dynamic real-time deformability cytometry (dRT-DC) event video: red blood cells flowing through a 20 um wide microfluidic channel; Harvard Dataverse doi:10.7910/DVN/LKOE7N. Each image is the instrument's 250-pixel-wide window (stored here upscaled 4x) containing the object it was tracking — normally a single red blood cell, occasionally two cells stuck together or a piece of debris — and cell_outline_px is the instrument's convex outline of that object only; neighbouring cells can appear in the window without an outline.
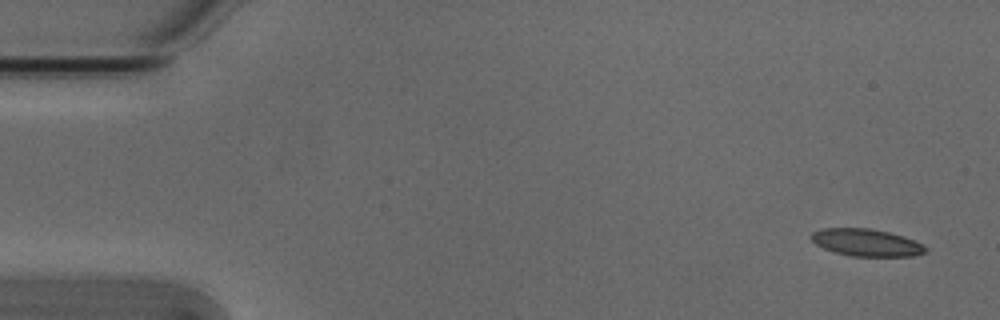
{"species": "Egyptian fruit bat (a non-hibernating species)", "species_latin": "Rousettus aegyptiacus", "temperature_condition": "cold", "stored_images_in_passage": 3, "camera_frame_rate_fps": 3000, "um_per_image_px": 0.085, "animal": {"sex": "male"}, "frame": {"image": 1, "passage_image": 1, "time_ms": 0.0, "image_size_px": [1000, 320], "cell_outline_px": [[928, 252], [912, 256], [852, 256], [836, 252], [824, 248], [816, 244], [808, 236], [812, 232], [824, 228], [872, 228], [904, 236], [924, 244], [928, 248]], "centroid_in_image_um": [73.67, 20.61], "position_along_channel_um": 11.3, "area_um2": 18.26}}